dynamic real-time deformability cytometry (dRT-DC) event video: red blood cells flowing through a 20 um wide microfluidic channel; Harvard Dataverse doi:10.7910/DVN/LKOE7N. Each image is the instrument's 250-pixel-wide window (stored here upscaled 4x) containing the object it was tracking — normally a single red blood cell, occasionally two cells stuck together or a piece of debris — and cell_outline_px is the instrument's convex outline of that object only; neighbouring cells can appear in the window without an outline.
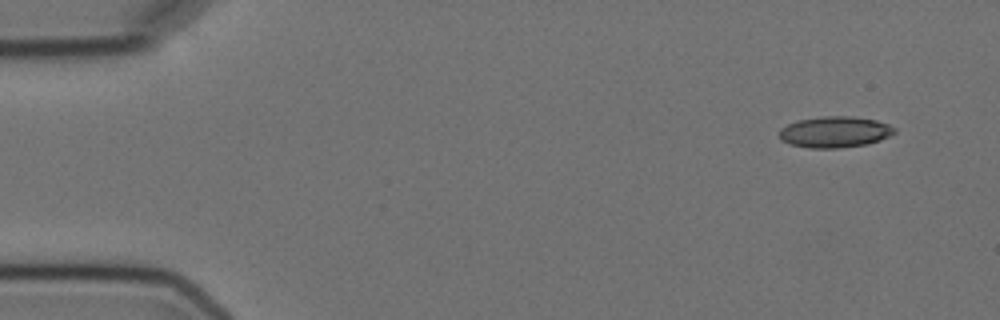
{"species": "Egyptian fruit bat (a non-hibernating species)", "species_latin": "Rousettus aegyptiacus", "temperature_condition": "cold", "stored_images_in_passage": 11, "camera_frame_rate_fps": 3000, "um_per_image_px": 0.085, "animal": {"sex": "female"}, "frame": {"image": 1, "passage_image": 1, "time_ms": 0.0, "image_size_px": [1000, 320], "cell_outline_px": [[896, 132], [892, 136], [868, 144], [840, 148], [808, 148], [788, 144], [780, 140], [780, 128], [796, 120], [824, 116], [852, 116], [876, 120], [888, 124], [896, 128]], "centroid_in_image_um": [70.97, 11.22], "position_along_channel_um": 14.0, "area_um2": 21.21}}
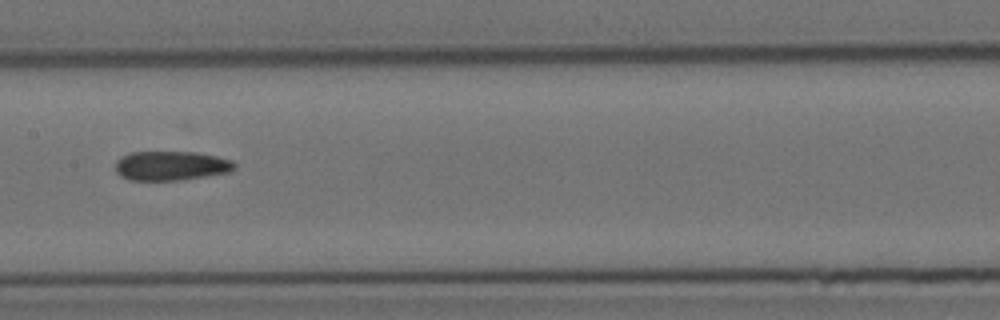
{"frame": {"image": 2, "passage_image": 7, "time_ms": 8.0, "image_size_px": [1000, 320], "cell_outline_px": [[236, 164], [228, 172], [180, 180], [128, 180], [120, 176], [116, 172], [116, 160], [120, 156], [132, 152], [196, 152], [216, 156], [232, 160]], "centroid_in_image_um": [14.48, 14.08], "position_along_channel_um": 192.9, "area_um2": 20.29}}
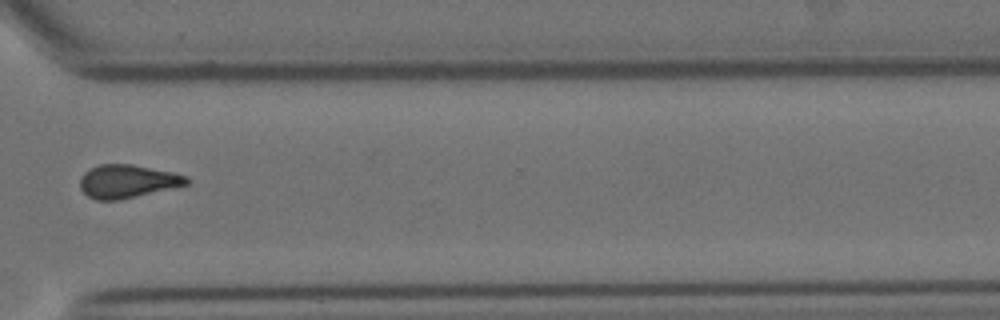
{"frame": {"image": 3, "passage_image": 11, "time_ms": 12.667, "image_size_px": [1000, 320], "cell_outline_px": [[188, 184], [120, 200], [96, 200], [88, 196], [80, 188], [80, 176], [88, 168], [100, 164], [132, 164], [172, 172], [188, 176]], "centroid_in_image_um": [10.79, 15.4], "position_along_channel_um": 359.8, "area_um2": 20.63}}